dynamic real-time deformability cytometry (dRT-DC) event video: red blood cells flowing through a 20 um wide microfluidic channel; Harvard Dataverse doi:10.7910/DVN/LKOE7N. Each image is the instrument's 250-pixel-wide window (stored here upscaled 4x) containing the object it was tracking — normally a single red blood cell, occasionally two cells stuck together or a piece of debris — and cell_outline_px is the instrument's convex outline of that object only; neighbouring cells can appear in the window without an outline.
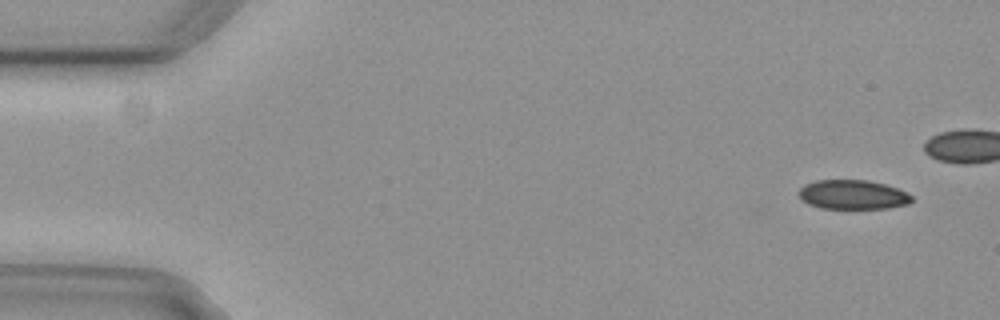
{"species": "common noctule bat (a hibernating species)", "species_latin": "Nyctalus noctula", "temperature_condition": "cold", "stored_images_in_passage": 33, "camera_frame_rate_fps": 3000, "um_per_image_px": 0.085, "animal": {"sex": "female", "body_mass_g": 29.2, "forearm_length_mm": 56.3}, "frame": {"image": 1, "passage_image": 3, "time_ms": 0.667, "image_size_px": [1000, 320], "cell_outline_px": [[912, 200], [908, 204], [888, 208], [820, 208], [808, 204], [796, 192], [804, 184], [816, 180], [868, 180], [884, 184], [896, 188], [912, 196]], "centroid_in_image_um": [72.45, 16.54], "position_along_channel_um": 12.6, "area_um2": 19.19}}
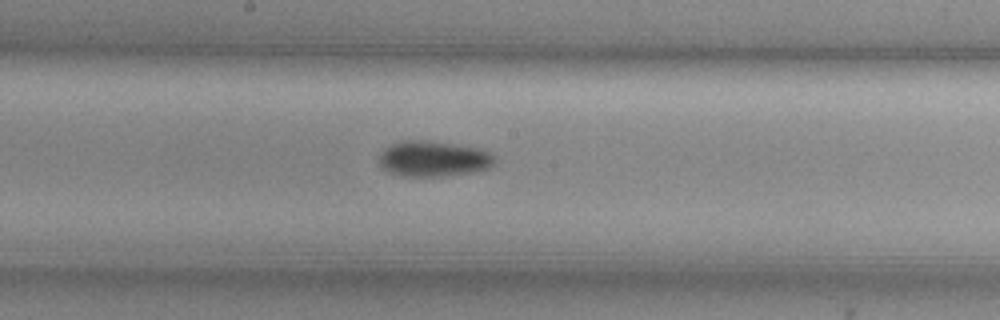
{"frame": {"image": 2, "passage_image": 28, "time_ms": 9.0, "image_size_px": [1000, 320], "cell_outline_px": [[496, 160], [492, 168], [472, 172], [444, 176], [404, 176], [384, 172], [380, 168], [380, 152], [384, 148], [400, 140], [432, 140], [476, 148], [488, 152], [496, 156]], "centroid_in_image_um": [36.82, 13.5], "position_along_channel_um": 211.4, "area_um2": 24.39}}
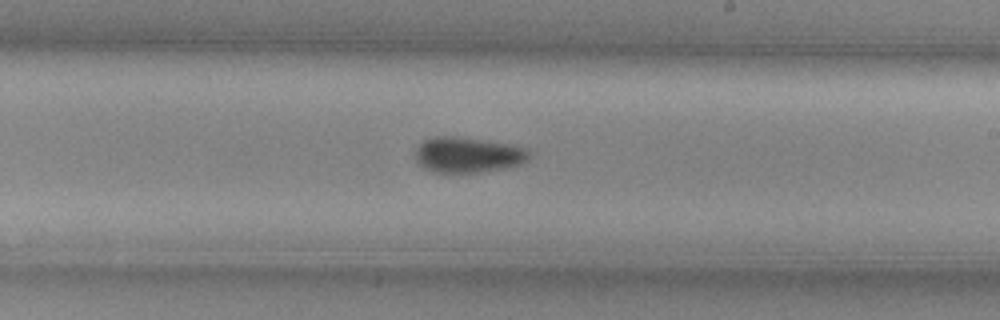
{"frame": {"image": 3, "passage_image": 31, "time_ms": 10.0, "image_size_px": [1000, 320], "cell_outline_px": [[528, 160], [520, 164], [504, 168], [480, 172], [432, 172], [424, 168], [416, 160], [416, 148], [424, 140], [436, 136], [460, 136], [508, 144], [528, 148]], "centroid_in_image_um": [39.76, 13.15], "position_along_channel_um": 249.2, "area_um2": 23.47}}